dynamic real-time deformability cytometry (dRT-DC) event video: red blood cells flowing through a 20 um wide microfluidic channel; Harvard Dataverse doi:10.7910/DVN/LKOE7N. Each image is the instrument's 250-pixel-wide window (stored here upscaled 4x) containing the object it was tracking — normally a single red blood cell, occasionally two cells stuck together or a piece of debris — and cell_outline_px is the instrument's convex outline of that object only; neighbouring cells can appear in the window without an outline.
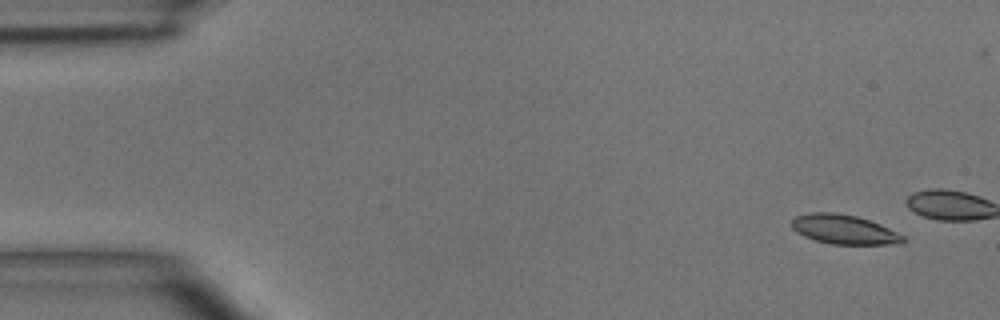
{"species": "common noctule bat (a hibernating species)", "species_latin": "Nyctalus noctula", "temperature_condition": "room temperature", "stored_images_in_passage": 4, "camera_frame_rate_fps": 3000, "um_per_image_px": 0.085, "animal": {"sex": "male", "body_mass_g": 15.6}, "frame": {"image": 1, "passage_image": 1, "time_ms": 0.0, "image_size_px": [1000, 320], "cell_outline_px": [[908, 240], [904, 244], [832, 244], [816, 240], [804, 236], [796, 232], [792, 228], [792, 220], [796, 216], [812, 212], [836, 212], [856, 216], [880, 224], [904, 236]], "centroid_in_image_um": [71.77, 19.51], "position_along_channel_um": 13.2, "area_um2": 19.07}}